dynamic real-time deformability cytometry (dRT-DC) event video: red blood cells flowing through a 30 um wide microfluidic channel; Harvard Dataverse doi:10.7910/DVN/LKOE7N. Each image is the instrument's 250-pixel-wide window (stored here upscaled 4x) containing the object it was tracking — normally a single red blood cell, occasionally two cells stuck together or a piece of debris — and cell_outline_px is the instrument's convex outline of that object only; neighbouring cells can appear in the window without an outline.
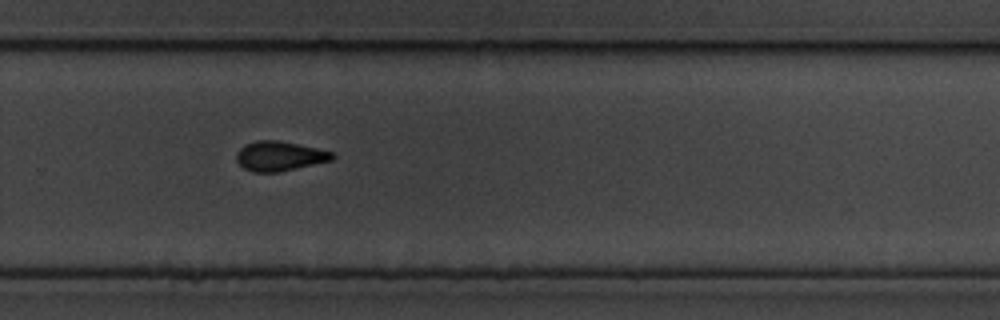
{"species": "common noctule bat (a hibernating species)", "species_latin": "Nyctalus noctula", "temperature_condition": "cold", "stored_images_in_passage": 11, "camera_frame_rate_fps": 3000, "um_per_image_px": 0.085, "animal": {"sex": "male", "body_mass_g": 19.5, "forearm_length_mm": 54.6}, "frame": {"image": 1, "passage_image": 11, "time_ms": 13.667, "image_size_px": [1000, 320], "cell_outline_px": [[336, 156], [332, 160], [280, 172], [252, 172], [244, 168], [236, 160], [236, 152], [244, 144], [256, 140], [276, 140], [336, 152]], "centroid_in_image_um": [23.76, 13.27], "position_along_channel_um": 306.0, "area_um2": 16.65}}